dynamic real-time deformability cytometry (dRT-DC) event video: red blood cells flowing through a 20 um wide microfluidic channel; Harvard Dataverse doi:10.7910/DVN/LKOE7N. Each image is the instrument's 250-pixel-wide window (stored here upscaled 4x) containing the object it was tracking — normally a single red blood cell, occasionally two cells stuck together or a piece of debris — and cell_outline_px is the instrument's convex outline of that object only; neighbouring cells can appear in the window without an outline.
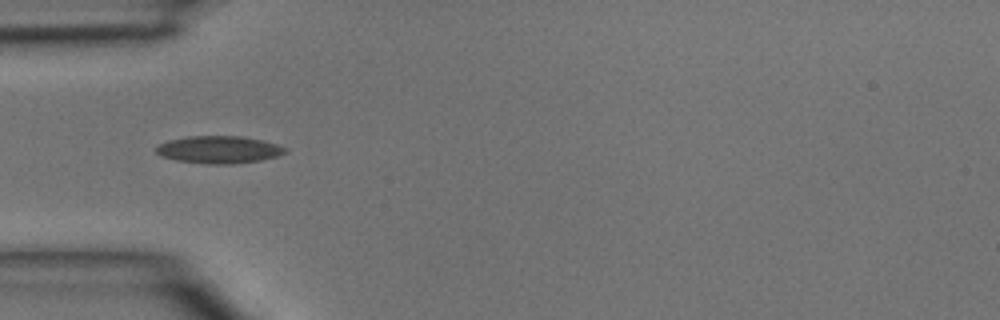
{"species": "common noctule bat (a hibernating species)", "species_latin": "Nyctalus noctula", "temperature_condition": "room temperature", "stored_images_in_passage": 3, "camera_frame_rate_fps": 3000, "um_per_image_px": 0.085, "animal": {"sex": "male", "body_mass_g": 15.6}, "frame": {"image": 1, "passage_image": 3, "time_ms": 0.667, "image_size_px": [1000, 320], "cell_outline_px": [[288, 152], [276, 156], [260, 160], [232, 164], [204, 164], [176, 160], [160, 156], [156, 152], [156, 148], [160, 144], [168, 140], [188, 136], [240, 136], [264, 140], [288, 148]], "centroid_in_image_um": [18.62, 12.72], "position_along_channel_um": 66.4, "area_um2": 20.69}}